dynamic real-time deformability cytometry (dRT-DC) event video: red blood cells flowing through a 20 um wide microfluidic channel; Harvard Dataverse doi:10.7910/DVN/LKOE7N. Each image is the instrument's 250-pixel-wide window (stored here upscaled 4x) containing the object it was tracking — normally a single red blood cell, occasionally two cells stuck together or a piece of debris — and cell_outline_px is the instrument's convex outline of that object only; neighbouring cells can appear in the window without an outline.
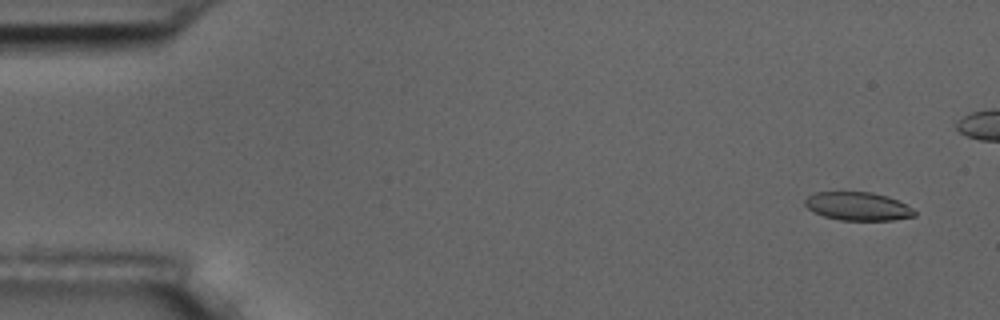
{"species": "common noctule bat (a hibernating species)", "species_latin": "Nyctalus noctula", "temperature_condition": "room temperature", "stored_images_in_passage": 7, "camera_frame_rate_fps": 3000, "um_per_image_px": 0.085, "animal": {"sex": "male", "body_mass_g": 17.5, "forearm_length_mm": 52.3}, "frame": {"image": 1, "passage_image": 1, "time_ms": 0.0, "image_size_px": [1000, 320], "cell_outline_px": [[916, 216], [892, 220], [840, 220], [824, 216], [812, 212], [804, 204], [804, 200], [808, 196], [816, 192], [872, 192], [888, 196], [912, 208], [916, 212]], "centroid_in_image_um": [72.9, 17.53], "position_along_channel_um": 12.1, "area_um2": 18.09}}